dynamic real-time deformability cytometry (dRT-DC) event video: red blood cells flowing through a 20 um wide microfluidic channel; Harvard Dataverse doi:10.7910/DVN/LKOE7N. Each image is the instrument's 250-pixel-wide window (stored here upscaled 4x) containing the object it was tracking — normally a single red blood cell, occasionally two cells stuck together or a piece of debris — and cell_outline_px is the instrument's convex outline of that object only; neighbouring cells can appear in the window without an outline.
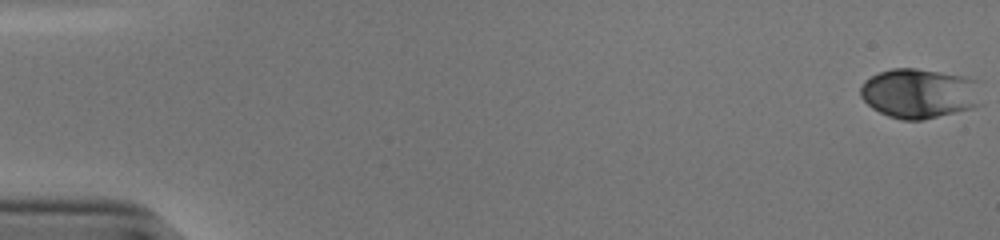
{"species": "human", "species_latin": "Homo sapiens", "temperature_condition": "cold", "stored_images_in_passage": 54, "camera_frame_rate_fps": 3000, "um_per_image_px": 0.085, "donor": {"sex": "male"}, "frame": {"image": 1, "passage_image": 1, "time_ms": 0.0, "image_size_px": [1000, 240], "cell_outline_px": [[984, 104], [972, 108], [924, 120], [904, 120], [888, 116], [872, 108], [860, 96], [860, 88], [864, 80], [880, 72], [892, 68], [916, 68], [964, 76], [984, 80]], "centroid_in_image_um": [78.29, 7.93], "position_along_channel_um": 6.7, "area_um2": 36.18}}
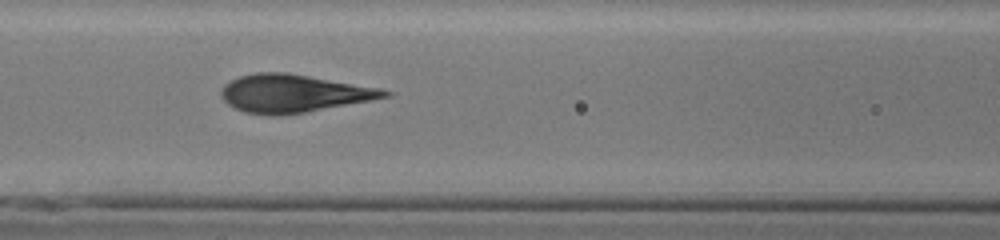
{"frame": {"image": 2, "passage_image": 25, "time_ms": 8.0, "image_size_px": [1000, 240], "cell_outline_px": [[392, 96], [304, 112], [280, 116], [244, 112], [228, 104], [220, 96], [220, 92], [224, 84], [240, 76], [256, 72], [288, 72], [380, 88], [392, 92]], "centroid_in_image_um": [24.93, 7.93], "position_along_channel_um": 141.7, "area_um2": 35.84}}
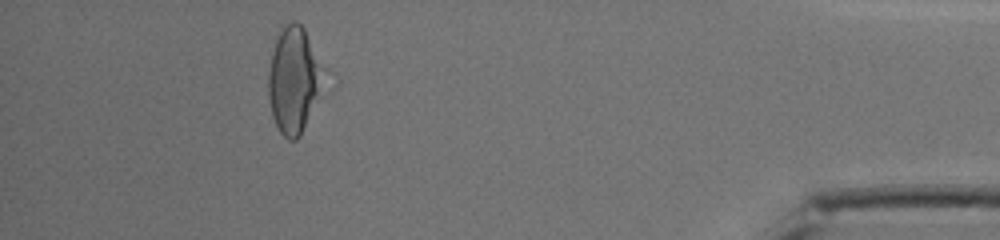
{"frame": {"image": 3, "passage_image": 50, "time_ms": 16.333, "image_size_px": [1000, 240], "cell_outline_px": [[336, 84], [300, 136], [296, 140], [288, 140], [280, 132], [272, 116], [268, 96], [268, 72], [272, 52], [276, 36], [292, 20], [296, 20], [304, 28], [332, 72]], "centroid_in_image_um": [25.23, 6.85], "position_along_channel_um": 410.0, "area_um2": 38.15}}